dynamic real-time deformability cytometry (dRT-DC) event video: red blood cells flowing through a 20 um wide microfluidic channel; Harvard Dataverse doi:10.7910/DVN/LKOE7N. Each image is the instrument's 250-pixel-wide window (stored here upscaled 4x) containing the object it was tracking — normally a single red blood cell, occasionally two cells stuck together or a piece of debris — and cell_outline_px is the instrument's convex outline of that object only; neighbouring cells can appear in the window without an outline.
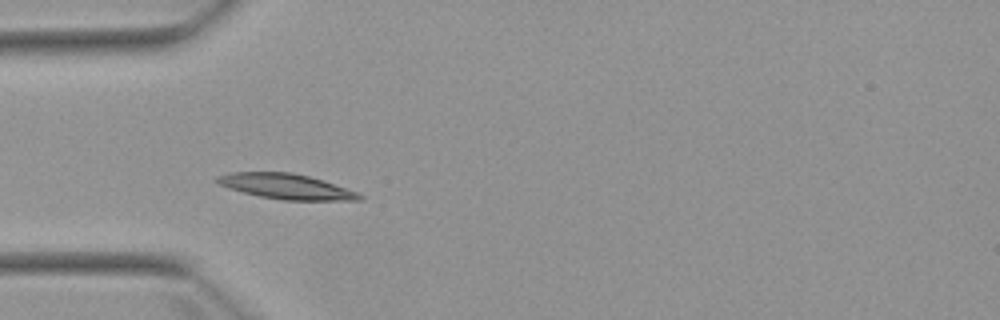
{"species": "Egyptian fruit bat (a non-hibernating species)", "species_latin": "Rousettus aegyptiacus", "temperature_condition": "warm", "stored_images_in_passage": 5, "camera_frame_rate_fps": 3000, "um_per_image_px": 0.085, "animal": {"sex": "female"}, "frame": {"image": 1, "passage_image": 4, "time_ms": 4.333, "image_size_px": [1000, 320], "cell_outline_px": [[364, 196], [360, 200], [284, 200], [260, 196], [228, 188], [216, 184], [212, 180], [216, 176], [232, 172], [292, 172], [308, 176], [356, 192]], "centroid_in_image_um": [24.22, 15.84], "position_along_channel_um": 60.8, "area_um2": 20.69}}
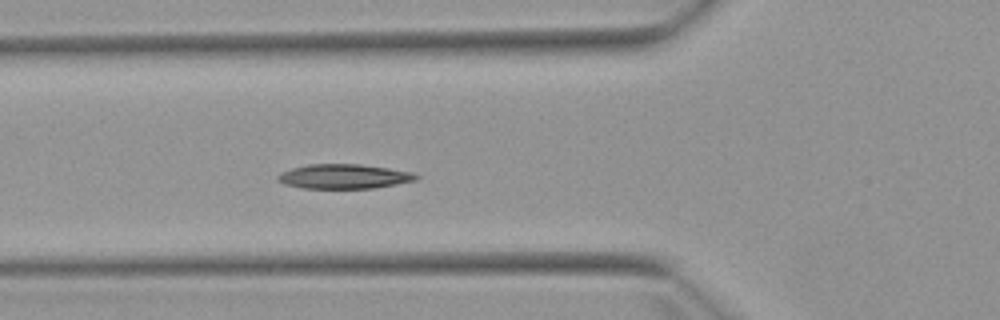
{"frame": {"image": 2, "passage_image": 5, "time_ms": 5.333, "image_size_px": [1000, 320], "cell_outline_px": [[420, 176], [416, 180], [396, 184], [372, 188], [304, 188], [284, 184], [276, 180], [276, 176], [280, 172], [292, 168], [308, 164], [360, 164], [388, 168], [412, 172]], "centroid_in_image_um": [29.2, 14.99], "position_along_channel_um": 96.6, "area_um2": 19.77}}